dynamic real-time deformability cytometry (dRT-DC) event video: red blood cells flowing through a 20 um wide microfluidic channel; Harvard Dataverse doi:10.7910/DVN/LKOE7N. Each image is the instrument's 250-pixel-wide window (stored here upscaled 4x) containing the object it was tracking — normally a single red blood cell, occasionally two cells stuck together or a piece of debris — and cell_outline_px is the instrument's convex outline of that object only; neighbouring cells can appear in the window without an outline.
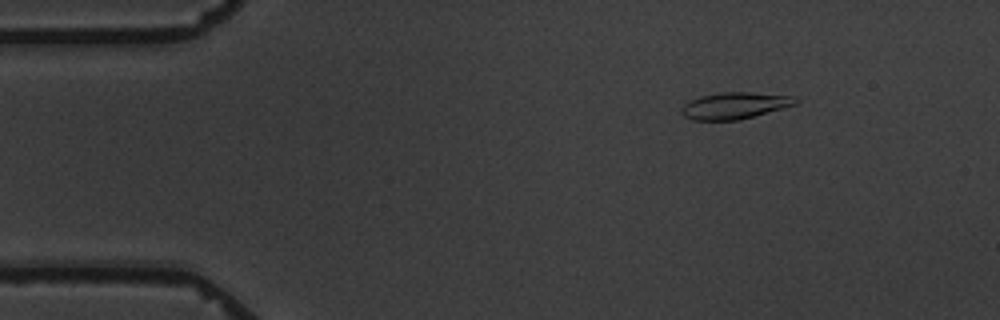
{"species": "common noctule bat (a hibernating species)", "species_latin": "Nyctalus noctula", "temperature_condition": "warm", "stored_images_in_passage": 9, "camera_frame_rate_fps": 3000, "um_per_image_px": 0.085, "animal": {"sex": "male", "body_mass_g": 19.5, "forearm_length_mm": 54.6}, "frame": {"image": 1, "passage_image": 3, "time_ms": 2.333, "image_size_px": [1000, 320], "cell_outline_px": [[800, 100], [796, 104], [740, 120], [692, 120], [684, 116], [680, 112], [680, 108], [688, 100], [700, 96], [720, 92], [752, 92], [796, 96]], "centroid_in_image_um": [62.43, 8.97], "position_along_channel_um": 22.6, "area_um2": 17.92}}
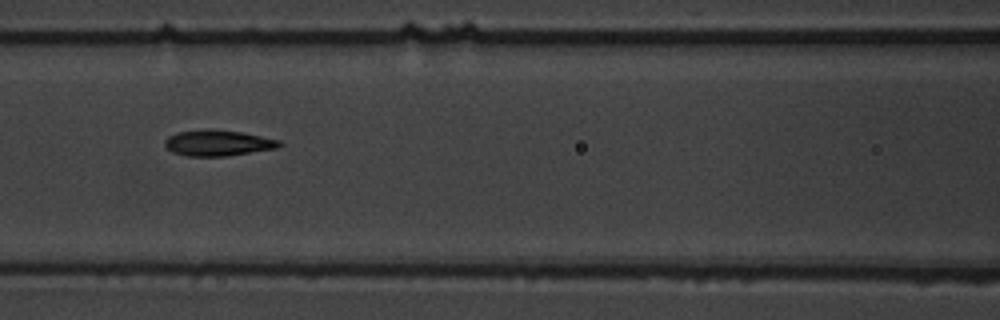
{"frame": {"image": 2, "passage_image": 8, "time_ms": 8.0, "image_size_px": [1000, 320], "cell_outline_px": [[284, 144], [276, 148], [228, 156], [188, 156], [172, 152], [164, 144], [164, 140], [168, 136], [176, 132], [240, 132], [280, 140]], "centroid_in_image_um": [18.55, 12.2], "position_along_channel_um": 148.1, "area_um2": 16.42}}
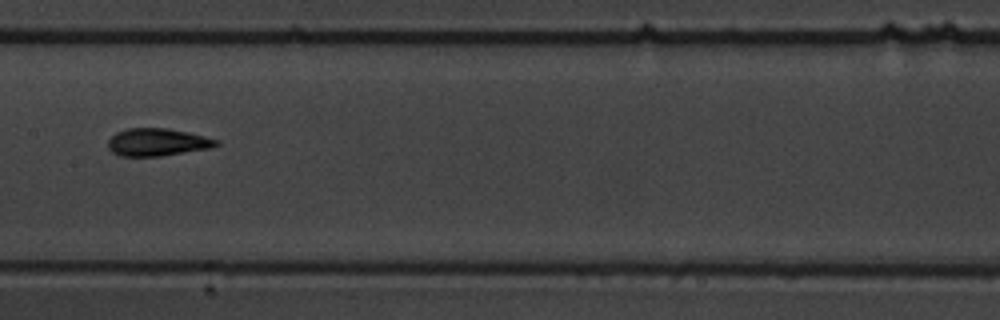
{"frame": {"image": 3, "passage_image": 9, "time_ms": 9.333, "image_size_px": [1000, 320], "cell_outline_px": [[220, 144], [212, 148], [160, 156], [120, 156], [112, 152], [108, 148], [108, 140], [116, 132], [128, 128], [168, 128], [188, 132], [220, 140]], "centroid_in_image_um": [13.39, 12.08], "position_along_channel_um": 194.0, "area_um2": 17.51}}